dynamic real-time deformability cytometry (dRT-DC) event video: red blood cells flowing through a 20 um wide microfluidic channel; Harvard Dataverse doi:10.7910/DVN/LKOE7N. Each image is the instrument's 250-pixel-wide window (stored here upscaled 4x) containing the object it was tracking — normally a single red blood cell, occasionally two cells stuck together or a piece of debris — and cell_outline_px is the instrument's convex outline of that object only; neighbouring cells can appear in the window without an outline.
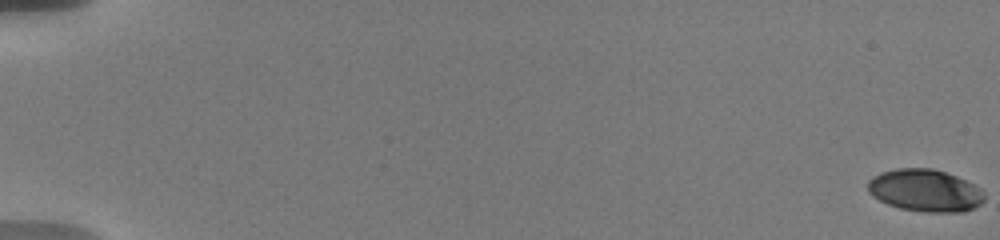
{"species": "human", "species_latin": "Homo sapiens", "temperature_condition": "warm", "stored_images_in_passage": 75, "camera_frame_rate_fps": 3000, "um_per_image_px": 0.085, "donor": {"sex": "male"}, "frame": {"image": 1, "passage_image": 1, "time_ms": 0.0, "image_size_px": [1000, 240], "cell_outline_px": [[984, 200], [980, 204], [964, 212], [924, 212], [900, 208], [888, 204], [872, 196], [868, 192], [868, 180], [872, 176], [880, 172], [896, 168], [932, 168], [956, 176], [980, 188], [984, 192]], "centroid_in_image_um": [78.61, 16.19], "position_along_channel_um": 6.4, "area_um2": 28.73}}
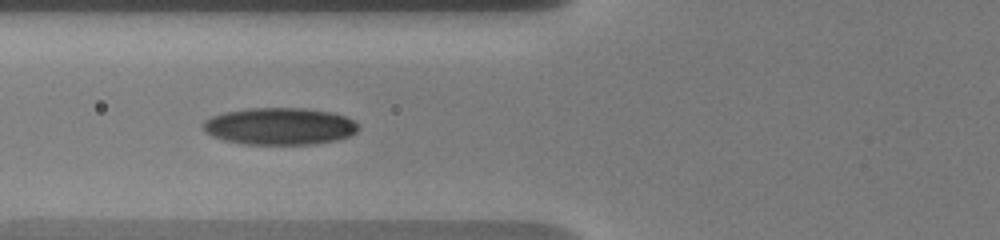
{"frame": {"image": 2, "passage_image": 26, "time_ms": 8.0, "image_size_px": [1000, 240], "cell_outline_px": [[360, 128], [356, 132], [348, 136], [336, 140], [312, 144], [240, 144], [224, 140], [212, 136], [204, 132], [200, 124], [204, 120], [212, 116], [224, 112], [248, 108], [304, 108], [332, 112], [348, 116]], "centroid_in_image_um": [23.73, 10.73], "position_along_channel_um": 102.1, "area_um2": 33.81}}
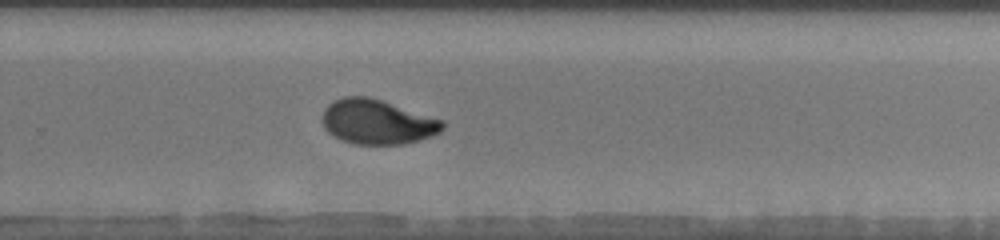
{"frame": {"image": 3, "passage_image": 49, "time_ms": 13.333, "image_size_px": [1000, 240], "cell_outline_px": [[444, 128], [440, 132], [432, 136], [420, 140], [404, 144], [356, 144], [344, 140], [328, 132], [324, 128], [324, 108], [328, 104], [344, 96], [368, 96], [444, 120]], "centroid_in_image_um": [32.1, 10.36], "position_along_channel_um": 297.7, "area_um2": 31.04}, "authors_computed_cell_mechanics": {"area_um2": 30.4606, "velocity_mm_per_s": 3.6697, "shape_relaxation_time_tau1_ms": 5.9575, "shape_relaxation_time_tau2_ms": 1.18, "deformation_change_tau1": 0.2074, "deformation_change_tau2": 0.0536}}